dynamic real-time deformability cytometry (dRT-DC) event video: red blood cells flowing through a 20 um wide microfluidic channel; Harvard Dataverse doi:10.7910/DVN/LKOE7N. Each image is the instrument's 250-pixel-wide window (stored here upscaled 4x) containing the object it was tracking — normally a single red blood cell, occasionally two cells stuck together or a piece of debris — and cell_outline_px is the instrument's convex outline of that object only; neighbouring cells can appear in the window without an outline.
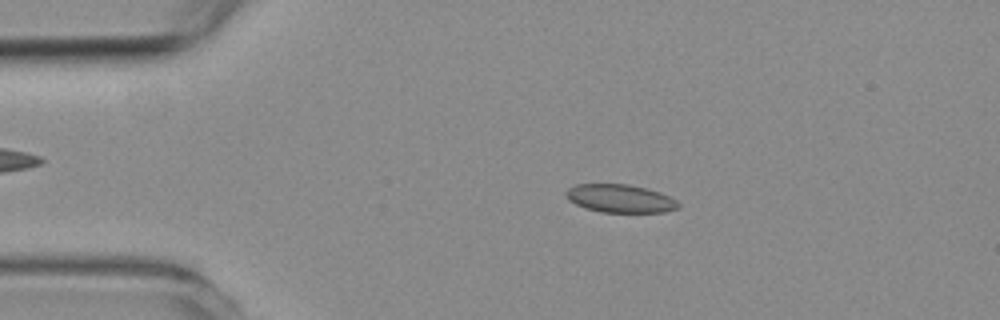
{"species": "common noctule bat (a hibernating species)", "species_latin": "Nyctalus noctula", "temperature_condition": "room temperature", "stored_images_in_passage": 53, "camera_frame_rate_fps": 3000, "um_per_image_px": 0.085, "animal": {"sex": "female", "body_mass_g": 19.3, "forearm_length_mm": 54.1}, "frame": {"image": 1, "passage_image": 10, "time_ms": 3.0, "image_size_px": [1000, 320], "cell_outline_px": [[680, 208], [664, 212], [600, 212], [584, 208], [568, 200], [564, 196], [564, 192], [568, 188], [576, 184], [628, 184], [648, 188], [660, 192], [676, 200], [680, 204]], "centroid_in_image_um": [52.69, 16.87], "position_along_channel_um": 32.3, "area_um2": 18.67}}
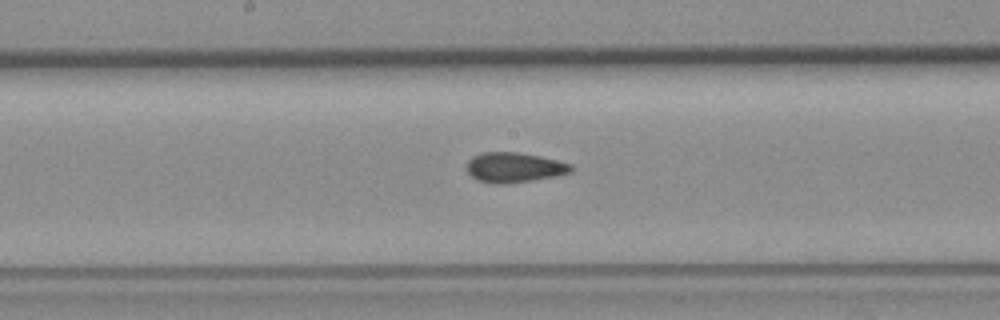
{"frame": {"image": 2, "passage_image": 27, "time_ms": 8.667, "image_size_px": [1000, 320], "cell_outline_px": [[572, 172], [556, 176], [532, 180], [504, 184], [492, 184], [476, 180], [468, 172], [468, 160], [472, 156], [484, 152], [516, 152], [540, 156], [572, 164]], "centroid_in_image_um": [43.7, 14.24], "position_along_channel_um": 204.5, "area_um2": 18.21}}
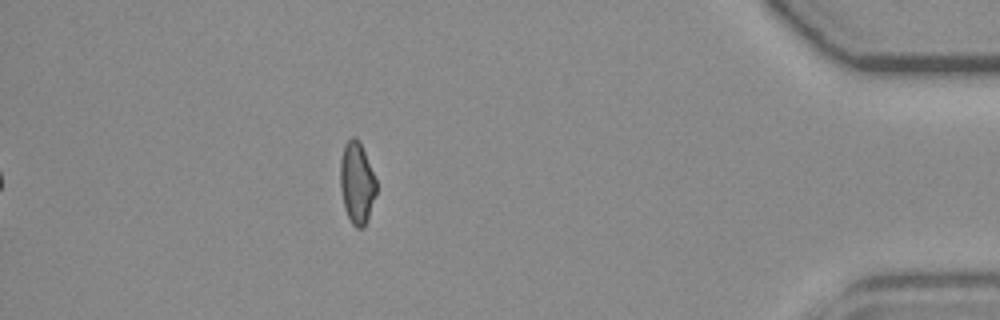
{"frame": {"image": 3, "passage_image": 47, "time_ms": 15.333, "image_size_px": [1000, 320], "cell_outline_px": [[376, 192], [364, 228], [356, 228], [352, 224], [344, 208], [340, 188], [340, 160], [344, 144], [352, 136], [356, 136], [364, 152], [376, 180]], "centroid_in_image_um": [30.31, 15.54], "position_along_channel_um": 404.9, "area_um2": 16.99}, "authors_computed_cell_mechanics": {"area_um2": 18.0914, "velocity_mm_per_s": 3.7953, "shape_relaxation_time_tau1_ms": null, "shape_relaxation_time_tau2_ms": 1.8326, "deformation_change_tau1": null, "deformation_change_tau2": 0.0717}}